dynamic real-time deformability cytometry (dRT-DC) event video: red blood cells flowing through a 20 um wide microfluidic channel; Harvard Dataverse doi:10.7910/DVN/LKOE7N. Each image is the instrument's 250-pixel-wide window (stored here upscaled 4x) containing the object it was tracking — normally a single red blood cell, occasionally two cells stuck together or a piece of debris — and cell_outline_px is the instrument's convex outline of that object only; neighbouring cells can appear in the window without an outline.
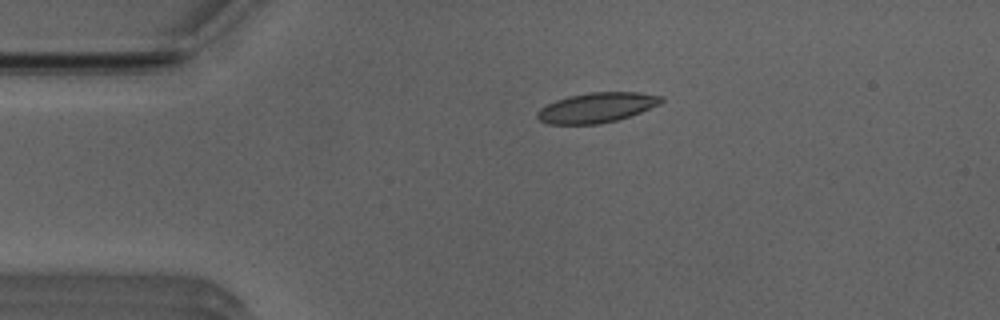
{"species": "Egyptian fruit bat (a non-hibernating species)", "species_latin": "Rousettus aegyptiacus", "temperature_condition": "room temperature", "stored_images_in_passage": 6, "camera_frame_rate_fps": 3000, "um_per_image_px": 0.085, "animal": {"sex": "male"}, "frame": {"image": 1, "passage_image": 1, "time_ms": 0.0, "image_size_px": [1000, 320], "cell_outline_px": [[664, 100], [660, 104], [640, 112], [616, 120], [600, 124], [548, 124], [540, 120], [536, 116], [536, 112], [540, 108], [556, 100], [568, 96], [588, 92], [640, 92], [664, 96]], "centroid_in_image_um": [50.73, 9.13], "position_along_channel_um": 34.3, "area_um2": 21.68}}